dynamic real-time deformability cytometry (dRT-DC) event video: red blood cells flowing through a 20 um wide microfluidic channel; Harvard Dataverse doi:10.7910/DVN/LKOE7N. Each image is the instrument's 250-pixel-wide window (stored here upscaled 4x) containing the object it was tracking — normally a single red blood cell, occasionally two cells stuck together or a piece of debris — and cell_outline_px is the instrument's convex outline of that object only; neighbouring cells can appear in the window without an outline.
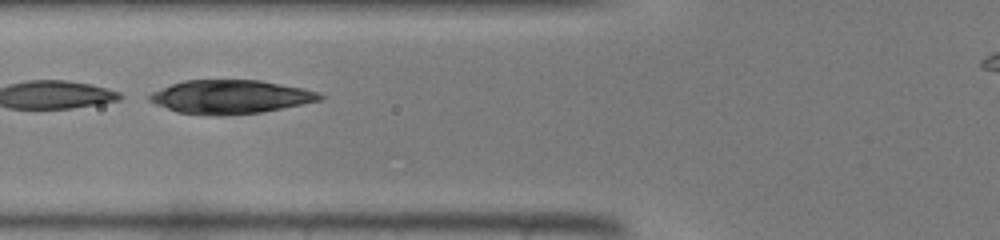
{"species": "common noctule bat (a hibernating species)", "species_latin": "Nyctalus noctula", "temperature_condition": "warm", "stored_images_in_passage": 15, "camera_frame_rate_fps": 3000, "um_per_image_px": 0.085, "animal": {"sex": "male", "body_mass_g": 19.0, "forearm_length_mm": 50.8}, "frame": {"image": 1, "passage_image": 5, "time_ms": 1.333, "image_size_px": [1000, 240], "cell_outline_px": [[328, 96], [320, 100], [260, 112], [224, 116], [216, 116], [176, 112], [156, 104], [148, 100], [148, 96], [152, 92], [172, 84], [184, 80], [260, 80], [304, 88], [320, 92]], "centroid_in_image_um": [19.6, 8.23], "position_along_channel_um": 106.2, "area_um2": 33.41}}